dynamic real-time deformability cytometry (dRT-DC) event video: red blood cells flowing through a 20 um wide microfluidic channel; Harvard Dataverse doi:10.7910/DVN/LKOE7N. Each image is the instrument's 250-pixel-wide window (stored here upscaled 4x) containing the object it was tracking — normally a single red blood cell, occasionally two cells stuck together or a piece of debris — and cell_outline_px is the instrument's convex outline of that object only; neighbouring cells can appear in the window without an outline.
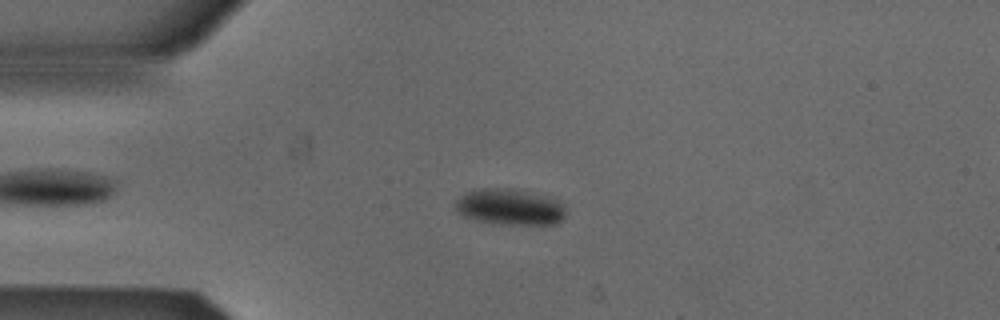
{"species": "Egyptian fruit bat (a non-hibernating species)", "species_latin": "Rousettus aegyptiacus", "temperature_condition": "cold", "stored_images_in_passage": 51, "camera_frame_rate_fps": 3000, "um_per_image_px": 0.085, "animal": {"sex": "male"}, "frame": {"image": 1, "passage_image": 11, "time_ms": 3.333, "image_size_px": [1000, 320], "cell_outline_px": [[564, 216], [556, 224], [500, 224], [472, 220], [456, 212], [456, 200], [460, 196], [468, 192], [480, 188], [508, 188], [548, 196], [564, 204]], "centroid_in_image_um": [43.3, 17.59], "position_along_channel_um": 41.7, "area_um2": 23.18}}
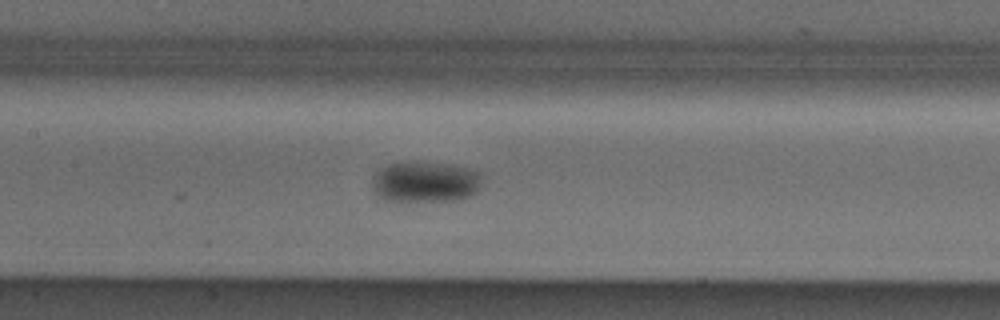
{"frame": {"image": 2, "passage_image": 23, "time_ms": 7.333, "image_size_px": [1000, 320], "cell_outline_px": [[480, 184], [476, 192], [472, 196], [460, 200], [384, 200], [372, 188], [372, 176], [380, 168], [388, 164], [408, 160], [420, 160], [444, 164], [464, 168], [476, 172], [480, 176]], "centroid_in_image_um": [36.09, 15.43], "position_along_channel_um": 171.3, "area_um2": 26.18}}
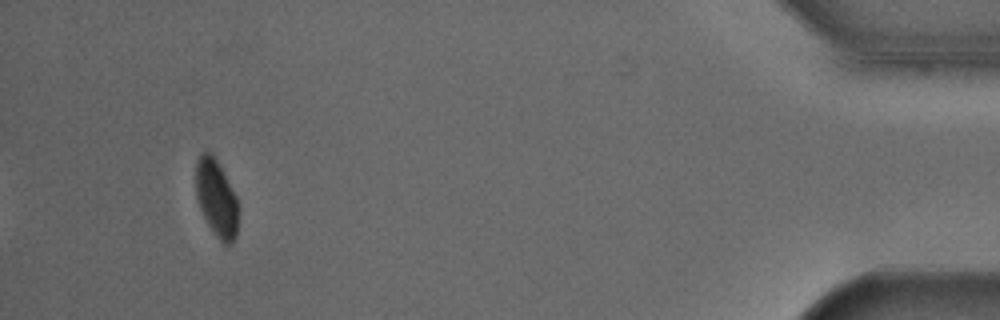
{"frame": {"image": 3, "passage_image": 48, "time_ms": 15.667, "image_size_px": [1000, 320], "cell_outline_px": [[240, 208], [236, 236], [232, 244], [224, 244], [216, 236], [208, 224], [200, 208], [196, 196], [196, 160], [204, 152], [212, 152], [220, 164], [236, 196]], "centroid_in_image_um": [18.43, 16.85], "position_along_channel_um": 416.8, "area_um2": 19.36}}